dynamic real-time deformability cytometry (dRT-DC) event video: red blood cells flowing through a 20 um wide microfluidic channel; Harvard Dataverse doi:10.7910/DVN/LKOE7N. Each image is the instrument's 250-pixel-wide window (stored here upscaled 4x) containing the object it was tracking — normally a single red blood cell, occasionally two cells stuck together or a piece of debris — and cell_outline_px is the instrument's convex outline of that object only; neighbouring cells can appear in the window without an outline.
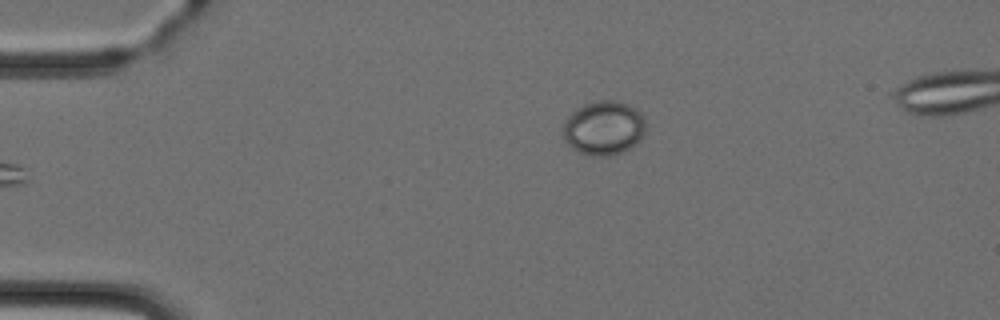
{"species": "Egyptian fruit bat (a non-hibernating species)", "species_latin": "Rousettus aegyptiacus", "temperature_condition": "cold", "stored_images_in_passage": 2, "camera_frame_rate_fps": 3000, "um_per_image_px": 0.085, "animal": {"sex": "female"}, "frame": {"image": 1, "passage_image": 2, "time_ms": 1.333, "image_size_px": [1000, 320], "cell_outline_px": [[644, 136], [640, 140], [624, 152], [608, 156], [592, 156], [580, 152], [572, 148], [564, 140], [564, 124], [568, 116], [576, 108], [584, 104], [600, 100], [612, 100], [628, 104], [636, 108], [640, 112], [644, 120]], "centroid_in_image_um": [51.33, 10.88], "position_along_channel_um": 33.7, "area_um2": 26.07}}